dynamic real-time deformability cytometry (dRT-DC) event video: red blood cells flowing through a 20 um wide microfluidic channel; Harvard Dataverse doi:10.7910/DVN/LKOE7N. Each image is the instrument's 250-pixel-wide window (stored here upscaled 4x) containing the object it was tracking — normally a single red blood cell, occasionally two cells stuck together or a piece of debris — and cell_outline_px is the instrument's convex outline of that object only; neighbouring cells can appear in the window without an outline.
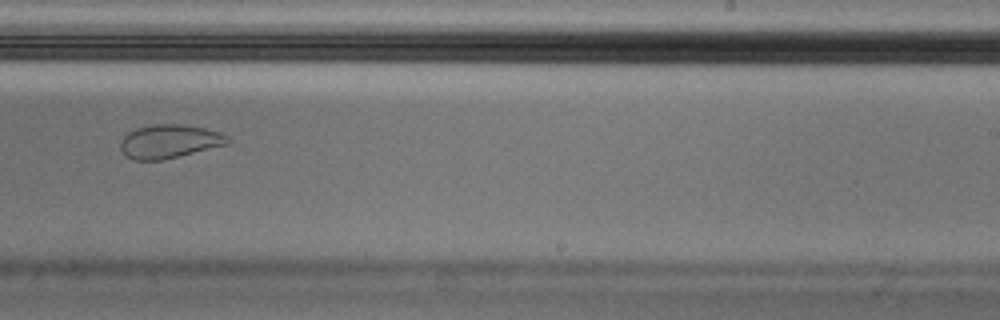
{"species": "Egyptian fruit bat (a non-hibernating species)", "species_latin": "Rousettus aegyptiacus", "temperature_condition": "cold", "stored_images_in_passage": 9, "camera_frame_rate_fps": 3000, "um_per_image_px": 0.085, "animal": {"sex": "male"}, "frame": {"image": 1, "passage_image": 6, "time_ms": 1.667, "image_size_px": [1000, 320], "cell_outline_px": [[232, 140], [228, 144], [180, 156], [160, 160], [132, 160], [120, 148], [120, 140], [128, 132], [136, 128], [156, 124], [180, 124], [204, 128], [220, 132], [228, 136]], "centroid_in_image_um": [14.41, 12.01], "position_along_channel_um": 274.6, "area_um2": 20.98}}